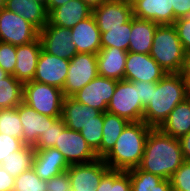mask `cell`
<instances>
[{
	"instance_id": "obj_31",
	"label": "cell",
	"mask_w": 190,
	"mask_h": 191,
	"mask_svg": "<svg viewBox=\"0 0 190 191\" xmlns=\"http://www.w3.org/2000/svg\"><path fill=\"white\" fill-rule=\"evenodd\" d=\"M132 30V18L119 28L101 33V48L115 47L128 52Z\"/></svg>"
},
{
	"instance_id": "obj_15",
	"label": "cell",
	"mask_w": 190,
	"mask_h": 191,
	"mask_svg": "<svg viewBox=\"0 0 190 191\" xmlns=\"http://www.w3.org/2000/svg\"><path fill=\"white\" fill-rule=\"evenodd\" d=\"M69 64V59H61L42 49L33 81L63 89Z\"/></svg>"
},
{
	"instance_id": "obj_37",
	"label": "cell",
	"mask_w": 190,
	"mask_h": 191,
	"mask_svg": "<svg viewBox=\"0 0 190 191\" xmlns=\"http://www.w3.org/2000/svg\"><path fill=\"white\" fill-rule=\"evenodd\" d=\"M170 181L172 191H190V161L185 160Z\"/></svg>"
},
{
	"instance_id": "obj_2",
	"label": "cell",
	"mask_w": 190,
	"mask_h": 191,
	"mask_svg": "<svg viewBox=\"0 0 190 191\" xmlns=\"http://www.w3.org/2000/svg\"><path fill=\"white\" fill-rule=\"evenodd\" d=\"M188 96L186 80L180 73H167L152 83V95L144 108L143 118L147 125L158 128L176 105Z\"/></svg>"
},
{
	"instance_id": "obj_38",
	"label": "cell",
	"mask_w": 190,
	"mask_h": 191,
	"mask_svg": "<svg viewBox=\"0 0 190 191\" xmlns=\"http://www.w3.org/2000/svg\"><path fill=\"white\" fill-rule=\"evenodd\" d=\"M17 46L0 42V68L13 75L16 65Z\"/></svg>"
},
{
	"instance_id": "obj_21",
	"label": "cell",
	"mask_w": 190,
	"mask_h": 191,
	"mask_svg": "<svg viewBox=\"0 0 190 191\" xmlns=\"http://www.w3.org/2000/svg\"><path fill=\"white\" fill-rule=\"evenodd\" d=\"M41 50L42 44L39 37L28 44L17 46L13 76L19 82L25 84L33 80Z\"/></svg>"
},
{
	"instance_id": "obj_49",
	"label": "cell",
	"mask_w": 190,
	"mask_h": 191,
	"mask_svg": "<svg viewBox=\"0 0 190 191\" xmlns=\"http://www.w3.org/2000/svg\"><path fill=\"white\" fill-rule=\"evenodd\" d=\"M183 78L186 80L187 92H188V96H190V76H183Z\"/></svg>"
},
{
	"instance_id": "obj_43",
	"label": "cell",
	"mask_w": 190,
	"mask_h": 191,
	"mask_svg": "<svg viewBox=\"0 0 190 191\" xmlns=\"http://www.w3.org/2000/svg\"><path fill=\"white\" fill-rule=\"evenodd\" d=\"M138 87L139 98L142 102V107L145 108L152 95V83L151 82H133Z\"/></svg>"
},
{
	"instance_id": "obj_34",
	"label": "cell",
	"mask_w": 190,
	"mask_h": 191,
	"mask_svg": "<svg viewBox=\"0 0 190 191\" xmlns=\"http://www.w3.org/2000/svg\"><path fill=\"white\" fill-rule=\"evenodd\" d=\"M13 191H47L46 181L31 167L15 178Z\"/></svg>"
},
{
	"instance_id": "obj_1",
	"label": "cell",
	"mask_w": 190,
	"mask_h": 191,
	"mask_svg": "<svg viewBox=\"0 0 190 191\" xmlns=\"http://www.w3.org/2000/svg\"><path fill=\"white\" fill-rule=\"evenodd\" d=\"M184 161L180 140L153 128L147 137L139 168L170 180Z\"/></svg>"
},
{
	"instance_id": "obj_32",
	"label": "cell",
	"mask_w": 190,
	"mask_h": 191,
	"mask_svg": "<svg viewBox=\"0 0 190 191\" xmlns=\"http://www.w3.org/2000/svg\"><path fill=\"white\" fill-rule=\"evenodd\" d=\"M97 191H131L129 173L127 171L110 170L101 179Z\"/></svg>"
},
{
	"instance_id": "obj_24",
	"label": "cell",
	"mask_w": 190,
	"mask_h": 191,
	"mask_svg": "<svg viewBox=\"0 0 190 191\" xmlns=\"http://www.w3.org/2000/svg\"><path fill=\"white\" fill-rule=\"evenodd\" d=\"M164 134L180 139L190 132V97L175 106L158 127Z\"/></svg>"
},
{
	"instance_id": "obj_35",
	"label": "cell",
	"mask_w": 190,
	"mask_h": 191,
	"mask_svg": "<svg viewBox=\"0 0 190 191\" xmlns=\"http://www.w3.org/2000/svg\"><path fill=\"white\" fill-rule=\"evenodd\" d=\"M66 127L62 118H58L53 124H48L45 131L38 137L37 142L33 145L34 149H47L54 147L58 142L59 133Z\"/></svg>"
},
{
	"instance_id": "obj_28",
	"label": "cell",
	"mask_w": 190,
	"mask_h": 191,
	"mask_svg": "<svg viewBox=\"0 0 190 191\" xmlns=\"http://www.w3.org/2000/svg\"><path fill=\"white\" fill-rule=\"evenodd\" d=\"M129 122L115 114L103 113V130L101 142V158H104L114 147L118 137Z\"/></svg>"
},
{
	"instance_id": "obj_27",
	"label": "cell",
	"mask_w": 190,
	"mask_h": 191,
	"mask_svg": "<svg viewBox=\"0 0 190 191\" xmlns=\"http://www.w3.org/2000/svg\"><path fill=\"white\" fill-rule=\"evenodd\" d=\"M127 172L130 176L131 191H172L169 179L145 172L139 167Z\"/></svg>"
},
{
	"instance_id": "obj_48",
	"label": "cell",
	"mask_w": 190,
	"mask_h": 191,
	"mask_svg": "<svg viewBox=\"0 0 190 191\" xmlns=\"http://www.w3.org/2000/svg\"><path fill=\"white\" fill-rule=\"evenodd\" d=\"M84 1L92 10L99 7L106 0H82Z\"/></svg>"
},
{
	"instance_id": "obj_40",
	"label": "cell",
	"mask_w": 190,
	"mask_h": 191,
	"mask_svg": "<svg viewBox=\"0 0 190 191\" xmlns=\"http://www.w3.org/2000/svg\"><path fill=\"white\" fill-rule=\"evenodd\" d=\"M173 25L185 52H190V16L176 19Z\"/></svg>"
},
{
	"instance_id": "obj_16",
	"label": "cell",
	"mask_w": 190,
	"mask_h": 191,
	"mask_svg": "<svg viewBox=\"0 0 190 191\" xmlns=\"http://www.w3.org/2000/svg\"><path fill=\"white\" fill-rule=\"evenodd\" d=\"M61 118L67 128L79 132L89 122H103V113L72 97H64Z\"/></svg>"
},
{
	"instance_id": "obj_47",
	"label": "cell",
	"mask_w": 190,
	"mask_h": 191,
	"mask_svg": "<svg viewBox=\"0 0 190 191\" xmlns=\"http://www.w3.org/2000/svg\"><path fill=\"white\" fill-rule=\"evenodd\" d=\"M180 74L182 76H190V52L185 53L184 63Z\"/></svg>"
},
{
	"instance_id": "obj_51",
	"label": "cell",
	"mask_w": 190,
	"mask_h": 191,
	"mask_svg": "<svg viewBox=\"0 0 190 191\" xmlns=\"http://www.w3.org/2000/svg\"><path fill=\"white\" fill-rule=\"evenodd\" d=\"M33 1L41 3L42 5H44L46 7V10H47V2H48V0H33Z\"/></svg>"
},
{
	"instance_id": "obj_46",
	"label": "cell",
	"mask_w": 190,
	"mask_h": 191,
	"mask_svg": "<svg viewBox=\"0 0 190 191\" xmlns=\"http://www.w3.org/2000/svg\"><path fill=\"white\" fill-rule=\"evenodd\" d=\"M68 1H70V0H48V2H47V13H48V15L55 8H58L59 6L66 4Z\"/></svg>"
},
{
	"instance_id": "obj_17",
	"label": "cell",
	"mask_w": 190,
	"mask_h": 191,
	"mask_svg": "<svg viewBox=\"0 0 190 191\" xmlns=\"http://www.w3.org/2000/svg\"><path fill=\"white\" fill-rule=\"evenodd\" d=\"M133 16L155 22L158 25H173L172 0H131Z\"/></svg>"
},
{
	"instance_id": "obj_7",
	"label": "cell",
	"mask_w": 190,
	"mask_h": 191,
	"mask_svg": "<svg viewBox=\"0 0 190 191\" xmlns=\"http://www.w3.org/2000/svg\"><path fill=\"white\" fill-rule=\"evenodd\" d=\"M98 76L97 54L77 53L68 67L64 97H71Z\"/></svg>"
},
{
	"instance_id": "obj_6",
	"label": "cell",
	"mask_w": 190,
	"mask_h": 191,
	"mask_svg": "<svg viewBox=\"0 0 190 191\" xmlns=\"http://www.w3.org/2000/svg\"><path fill=\"white\" fill-rule=\"evenodd\" d=\"M106 112L124 118L128 122L142 121L144 108L139 98L138 87L124 79L117 81Z\"/></svg>"
},
{
	"instance_id": "obj_23",
	"label": "cell",
	"mask_w": 190,
	"mask_h": 191,
	"mask_svg": "<svg viewBox=\"0 0 190 191\" xmlns=\"http://www.w3.org/2000/svg\"><path fill=\"white\" fill-rule=\"evenodd\" d=\"M127 51L119 48H101L97 53L98 75L123 80L125 73Z\"/></svg>"
},
{
	"instance_id": "obj_10",
	"label": "cell",
	"mask_w": 190,
	"mask_h": 191,
	"mask_svg": "<svg viewBox=\"0 0 190 191\" xmlns=\"http://www.w3.org/2000/svg\"><path fill=\"white\" fill-rule=\"evenodd\" d=\"M103 158L89 163L70 165L67 169L71 191H97L101 179L110 171Z\"/></svg>"
},
{
	"instance_id": "obj_20",
	"label": "cell",
	"mask_w": 190,
	"mask_h": 191,
	"mask_svg": "<svg viewBox=\"0 0 190 191\" xmlns=\"http://www.w3.org/2000/svg\"><path fill=\"white\" fill-rule=\"evenodd\" d=\"M77 53L97 54L101 49V33L93 14L70 29Z\"/></svg>"
},
{
	"instance_id": "obj_9",
	"label": "cell",
	"mask_w": 190,
	"mask_h": 191,
	"mask_svg": "<svg viewBox=\"0 0 190 191\" xmlns=\"http://www.w3.org/2000/svg\"><path fill=\"white\" fill-rule=\"evenodd\" d=\"M54 148L63 154L69 165L89 163L98 159L96 152L87 144L81 133L67 127L59 133Z\"/></svg>"
},
{
	"instance_id": "obj_12",
	"label": "cell",
	"mask_w": 190,
	"mask_h": 191,
	"mask_svg": "<svg viewBox=\"0 0 190 191\" xmlns=\"http://www.w3.org/2000/svg\"><path fill=\"white\" fill-rule=\"evenodd\" d=\"M116 85L117 80L98 75L71 97L82 104H86L104 113L114 94Z\"/></svg>"
},
{
	"instance_id": "obj_36",
	"label": "cell",
	"mask_w": 190,
	"mask_h": 191,
	"mask_svg": "<svg viewBox=\"0 0 190 191\" xmlns=\"http://www.w3.org/2000/svg\"><path fill=\"white\" fill-rule=\"evenodd\" d=\"M102 130L103 122H89L79 131L98 158H101Z\"/></svg>"
},
{
	"instance_id": "obj_33",
	"label": "cell",
	"mask_w": 190,
	"mask_h": 191,
	"mask_svg": "<svg viewBox=\"0 0 190 191\" xmlns=\"http://www.w3.org/2000/svg\"><path fill=\"white\" fill-rule=\"evenodd\" d=\"M23 127L16 108L0 109V133L22 140Z\"/></svg>"
},
{
	"instance_id": "obj_5",
	"label": "cell",
	"mask_w": 190,
	"mask_h": 191,
	"mask_svg": "<svg viewBox=\"0 0 190 191\" xmlns=\"http://www.w3.org/2000/svg\"><path fill=\"white\" fill-rule=\"evenodd\" d=\"M63 100L62 89L33 80L24 84L23 102L42 115L60 118Z\"/></svg>"
},
{
	"instance_id": "obj_25",
	"label": "cell",
	"mask_w": 190,
	"mask_h": 191,
	"mask_svg": "<svg viewBox=\"0 0 190 191\" xmlns=\"http://www.w3.org/2000/svg\"><path fill=\"white\" fill-rule=\"evenodd\" d=\"M157 26L155 22L133 16L128 52L149 54Z\"/></svg>"
},
{
	"instance_id": "obj_50",
	"label": "cell",
	"mask_w": 190,
	"mask_h": 191,
	"mask_svg": "<svg viewBox=\"0 0 190 191\" xmlns=\"http://www.w3.org/2000/svg\"><path fill=\"white\" fill-rule=\"evenodd\" d=\"M9 74L0 68V80L6 78Z\"/></svg>"
},
{
	"instance_id": "obj_30",
	"label": "cell",
	"mask_w": 190,
	"mask_h": 191,
	"mask_svg": "<svg viewBox=\"0 0 190 191\" xmlns=\"http://www.w3.org/2000/svg\"><path fill=\"white\" fill-rule=\"evenodd\" d=\"M24 84L9 74L0 80V109L16 108L23 102Z\"/></svg>"
},
{
	"instance_id": "obj_11",
	"label": "cell",
	"mask_w": 190,
	"mask_h": 191,
	"mask_svg": "<svg viewBox=\"0 0 190 191\" xmlns=\"http://www.w3.org/2000/svg\"><path fill=\"white\" fill-rule=\"evenodd\" d=\"M92 14L100 33L119 28L133 17L131 0H106Z\"/></svg>"
},
{
	"instance_id": "obj_29",
	"label": "cell",
	"mask_w": 190,
	"mask_h": 191,
	"mask_svg": "<svg viewBox=\"0 0 190 191\" xmlns=\"http://www.w3.org/2000/svg\"><path fill=\"white\" fill-rule=\"evenodd\" d=\"M34 154V147L31 145H25L22 149L10 153L0 165L10 175L16 178L21 173L32 167Z\"/></svg>"
},
{
	"instance_id": "obj_39",
	"label": "cell",
	"mask_w": 190,
	"mask_h": 191,
	"mask_svg": "<svg viewBox=\"0 0 190 191\" xmlns=\"http://www.w3.org/2000/svg\"><path fill=\"white\" fill-rule=\"evenodd\" d=\"M25 145L23 140L0 133V164L10 153L22 149Z\"/></svg>"
},
{
	"instance_id": "obj_13",
	"label": "cell",
	"mask_w": 190,
	"mask_h": 191,
	"mask_svg": "<svg viewBox=\"0 0 190 191\" xmlns=\"http://www.w3.org/2000/svg\"><path fill=\"white\" fill-rule=\"evenodd\" d=\"M39 38L42 49L49 54L69 60L77 54L68 28L52 25L48 21L43 29L39 31Z\"/></svg>"
},
{
	"instance_id": "obj_8",
	"label": "cell",
	"mask_w": 190,
	"mask_h": 191,
	"mask_svg": "<svg viewBox=\"0 0 190 191\" xmlns=\"http://www.w3.org/2000/svg\"><path fill=\"white\" fill-rule=\"evenodd\" d=\"M39 37V30L20 15L0 7V42L15 46L28 44Z\"/></svg>"
},
{
	"instance_id": "obj_3",
	"label": "cell",
	"mask_w": 190,
	"mask_h": 191,
	"mask_svg": "<svg viewBox=\"0 0 190 191\" xmlns=\"http://www.w3.org/2000/svg\"><path fill=\"white\" fill-rule=\"evenodd\" d=\"M153 128L144 121L129 122L114 147L103 158L111 170L128 171L138 168L149 132Z\"/></svg>"
},
{
	"instance_id": "obj_26",
	"label": "cell",
	"mask_w": 190,
	"mask_h": 191,
	"mask_svg": "<svg viewBox=\"0 0 190 191\" xmlns=\"http://www.w3.org/2000/svg\"><path fill=\"white\" fill-rule=\"evenodd\" d=\"M3 7L20 15L39 31L48 23L46 7L33 0H5Z\"/></svg>"
},
{
	"instance_id": "obj_44",
	"label": "cell",
	"mask_w": 190,
	"mask_h": 191,
	"mask_svg": "<svg viewBox=\"0 0 190 191\" xmlns=\"http://www.w3.org/2000/svg\"><path fill=\"white\" fill-rule=\"evenodd\" d=\"M15 178L0 165V191H13Z\"/></svg>"
},
{
	"instance_id": "obj_4",
	"label": "cell",
	"mask_w": 190,
	"mask_h": 191,
	"mask_svg": "<svg viewBox=\"0 0 190 191\" xmlns=\"http://www.w3.org/2000/svg\"><path fill=\"white\" fill-rule=\"evenodd\" d=\"M185 50L174 25H158L149 55L166 73H180Z\"/></svg>"
},
{
	"instance_id": "obj_42",
	"label": "cell",
	"mask_w": 190,
	"mask_h": 191,
	"mask_svg": "<svg viewBox=\"0 0 190 191\" xmlns=\"http://www.w3.org/2000/svg\"><path fill=\"white\" fill-rule=\"evenodd\" d=\"M174 22L181 17L190 16V0H172Z\"/></svg>"
},
{
	"instance_id": "obj_45",
	"label": "cell",
	"mask_w": 190,
	"mask_h": 191,
	"mask_svg": "<svg viewBox=\"0 0 190 191\" xmlns=\"http://www.w3.org/2000/svg\"><path fill=\"white\" fill-rule=\"evenodd\" d=\"M184 160L190 161V132L182 136L180 139Z\"/></svg>"
},
{
	"instance_id": "obj_18",
	"label": "cell",
	"mask_w": 190,
	"mask_h": 191,
	"mask_svg": "<svg viewBox=\"0 0 190 191\" xmlns=\"http://www.w3.org/2000/svg\"><path fill=\"white\" fill-rule=\"evenodd\" d=\"M70 165L57 148L35 149L32 168L44 181L66 172Z\"/></svg>"
},
{
	"instance_id": "obj_22",
	"label": "cell",
	"mask_w": 190,
	"mask_h": 191,
	"mask_svg": "<svg viewBox=\"0 0 190 191\" xmlns=\"http://www.w3.org/2000/svg\"><path fill=\"white\" fill-rule=\"evenodd\" d=\"M92 13L93 10L84 1L70 0L55 8L48 15V21L52 25L71 29L80 21L90 17Z\"/></svg>"
},
{
	"instance_id": "obj_52",
	"label": "cell",
	"mask_w": 190,
	"mask_h": 191,
	"mask_svg": "<svg viewBox=\"0 0 190 191\" xmlns=\"http://www.w3.org/2000/svg\"><path fill=\"white\" fill-rule=\"evenodd\" d=\"M5 0H0V7L3 6Z\"/></svg>"
},
{
	"instance_id": "obj_41",
	"label": "cell",
	"mask_w": 190,
	"mask_h": 191,
	"mask_svg": "<svg viewBox=\"0 0 190 191\" xmlns=\"http://www.w3.org/2000/svg\"><path fill=\"white\" fill-rule=\"evenodd\" d=\"M46 188L47 191H71V182L67 171L46 181Z\"/></svg>"
},
{
	"instance_id": "obj_14",
	"label": "cell",
	"mask_w": 190,
	"mask_h": 191,
	"mask_svg": "<svg viewBox=\"0 0 190 191\" xmlns=\"http://www.w3.org/2000/svg\"><path fill=\"white\" fill-rule=\"evenodd\" d=\"M166 74L149 54L127 52L124 80L156 83Z\"/></svg>"
},
{
	"instance_id": "obj_19",
	"label": "cell",
	"mask_w": 190,
	"mask_h": 191,
	"mask_svg": "<svg viewBox=\"0 0 190 191\" xmlns=\"http://www.w3.org/2000/svg\"><path fill=\"white\" fill-rule=\"evenodd\" d=\"M19 118L23 127L22 140L26 145L33 146L38 137L45 131L48 124H53L58 118L42 115L22 102L18 105Z\"/></svg>"
}]
</instances>
